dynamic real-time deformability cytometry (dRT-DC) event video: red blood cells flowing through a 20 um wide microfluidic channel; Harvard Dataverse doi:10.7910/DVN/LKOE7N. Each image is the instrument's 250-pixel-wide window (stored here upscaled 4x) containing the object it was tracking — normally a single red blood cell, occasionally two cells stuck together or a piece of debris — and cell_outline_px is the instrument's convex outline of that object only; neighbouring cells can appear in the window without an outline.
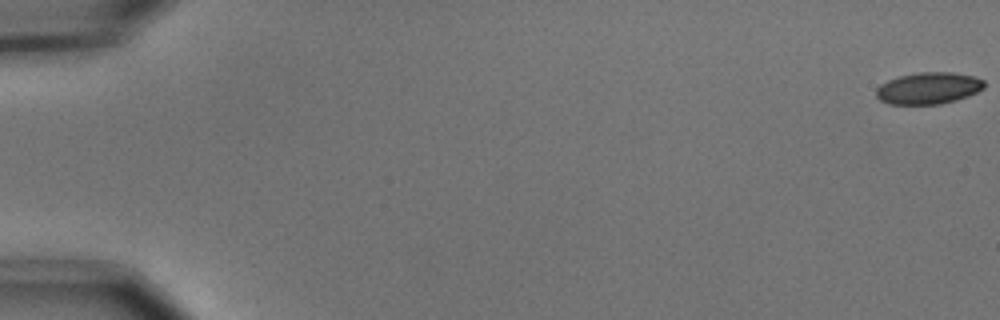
{"species": "common noctule bat (a hibernating species)", "species_latin": "Nyctalus noctula", "temperature_condition": "cold", "stored_images_in_passage": 14, "camera_frame_rate_fps": 3000, "um_per_image_px": 0.085, "animal": {"sex": "male", "body_mass_g": 15.6}, "frame": {"image": 1, "passage_image": 1, "time_ms": 0.0, "image_size_px": [1000, 320], "cell_outline_px": [[984, 88], [968, 96], [956, 100], [940, 104], [888, 104], [880, 100], [876, 96], [876, 88], [880, 84], [888, 80], [900, 76], [920, 72], [952, 72], [976, 76], [984, 80]], "centroid_in_image_um": [78.93, 7.49], "position_along_channel_um": 6.1, "area_um2": 20.06}}